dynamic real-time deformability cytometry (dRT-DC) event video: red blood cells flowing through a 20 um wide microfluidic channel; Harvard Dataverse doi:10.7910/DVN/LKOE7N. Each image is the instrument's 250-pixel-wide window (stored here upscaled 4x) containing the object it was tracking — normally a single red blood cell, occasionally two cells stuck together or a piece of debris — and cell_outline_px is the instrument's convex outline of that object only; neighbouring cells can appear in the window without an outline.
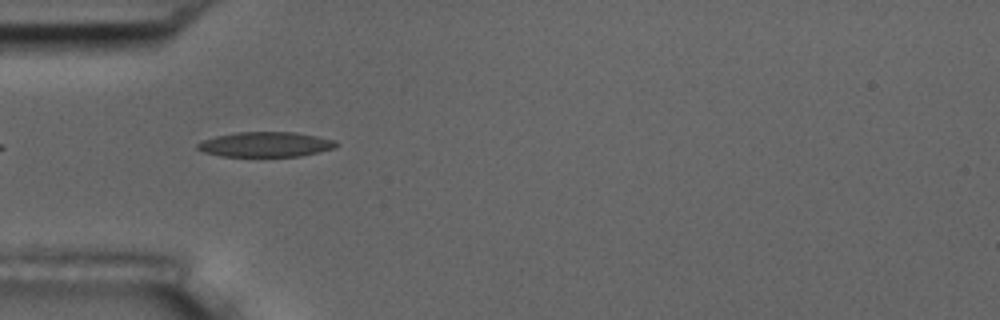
{"species": "common noctule bat (a hibernating species)", "species_latin": "Nyctalus noctula", "temperature_condition": "room temperature", "stored_images_in_passage": 2, "camera_frame_rate_fps": 3000, "um_per_image_px": 0.085, "animal": {"sex": "male", "body_mass_g": 17.5, "forearm_length_mm": 52.3}, "frame": {"image": 1, "passage_image": 1, "time_ms": 0.0, "image_size_px": [1000, 320], "cell_outline_px": [[340, 144], [336, 148], [300, 156], [220, 156], [204, 152], [196, 148], [196, 144], [200, 140], [216, 136], [236, 132], [296, 132], [336, 140]], "centroid_in_image_um": [22.57, 12.27], "position_along_channel_um": 62.4, "area_um2": 20.35}}